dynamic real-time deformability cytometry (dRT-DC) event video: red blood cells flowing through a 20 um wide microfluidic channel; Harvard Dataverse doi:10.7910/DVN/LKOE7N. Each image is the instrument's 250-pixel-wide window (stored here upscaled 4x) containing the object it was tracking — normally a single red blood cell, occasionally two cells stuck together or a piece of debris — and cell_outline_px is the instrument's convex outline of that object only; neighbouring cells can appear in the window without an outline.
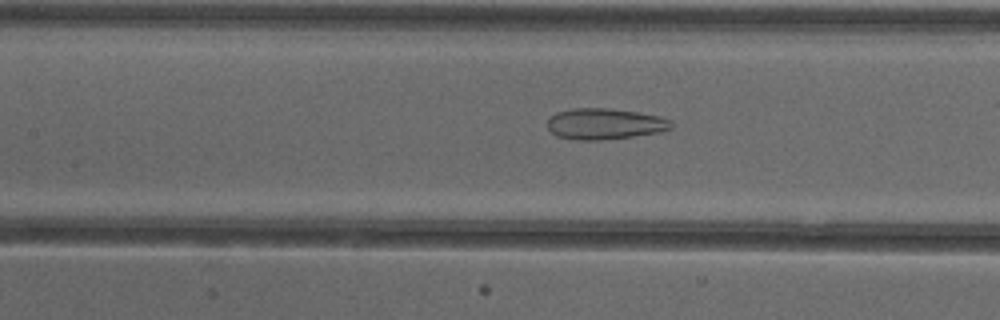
{"species": "common noctule bat (a hibernating species)", "species_latin": "Nyctalus noctula", "temperature_condition": "cold", "stored_images_in_passage": 46, "camera_frame_rate_fps": 3000, "um_per_image_px": 0.085, "animal": {"sex": "female"}, "frame": {"image": 1, "passage_image": 24, "time_ms": 7.667, "image_size_px": [1000, 320], "cell_outline_px": [[672, 128], [660, 132], [632, 136], [600, 140], [580, 140], [556, 136], [548, 128], [548, 120], [556, 112], [572, 108], [608, 108], [640, 112], [660, 116], [672, 120]], "centroid_in_image_um": [51.43, 10.52], "position_along_channel_um": 156.0, "area_um2": 22.43}}
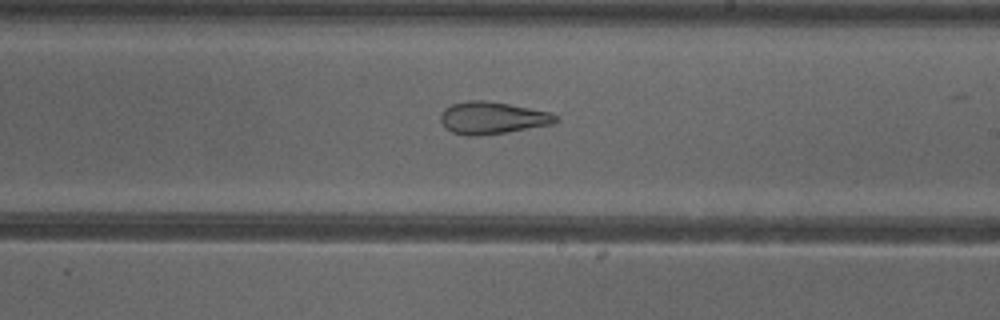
{"frame": {"image": 2, "passage_image": 31, "time_ms": 10.0, "image_size_px": [1000, 320], "cell_outline_px": [[560, 120], [552, 124], [508, 132], [476, 136], [468, 136], [452, 132], [444, 128], [440, 120], [440, 112], [444, 108], [452, 104], [468, 100], [484, 100], [508, 104], [552, 112], [560, 116]], "centroid_in_image_um": [41.85, 10.02], "position_along_channel_um": 247.2, "area_um2": 21.91}}
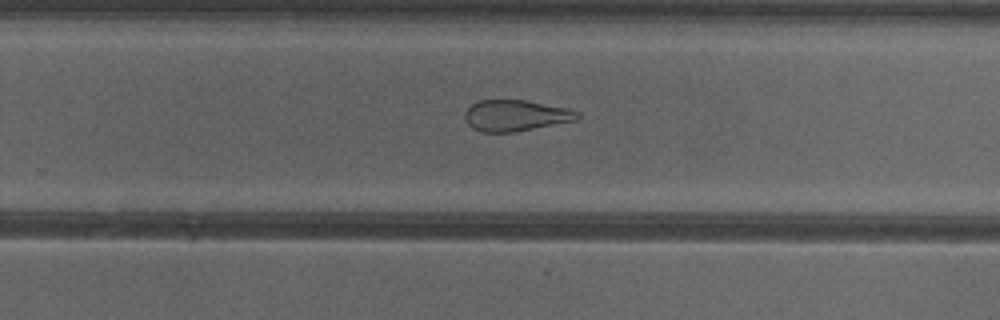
{"frame": {"image": 3, "passage_image": 34, "time_ms": 11.0, "image_size_px": [1000, 320], "cell_outline_px": [[580, 116], [576, 120], [516, 132], [480, 132], [472, 128], [464, 120], [464, 112], [472, 104], [480, 100], [524, 100], [568, 108], [580, 112]], "centroid_in_image_um": [43.81, 9.83], "position_along_channel_um": 286.0, "area_um2": 20.52}, "authors_computed_cell_mechanics": {"area_um2": 25.8366, "velocity_mm_per_s": 3.9108, "shape_relaxation_time_tau1_ms": null, "shape_relaxation_time_tau2_ms": 2.6905, "deformation_change_tau1": null, "deformation_change_tau2": 0.12}}